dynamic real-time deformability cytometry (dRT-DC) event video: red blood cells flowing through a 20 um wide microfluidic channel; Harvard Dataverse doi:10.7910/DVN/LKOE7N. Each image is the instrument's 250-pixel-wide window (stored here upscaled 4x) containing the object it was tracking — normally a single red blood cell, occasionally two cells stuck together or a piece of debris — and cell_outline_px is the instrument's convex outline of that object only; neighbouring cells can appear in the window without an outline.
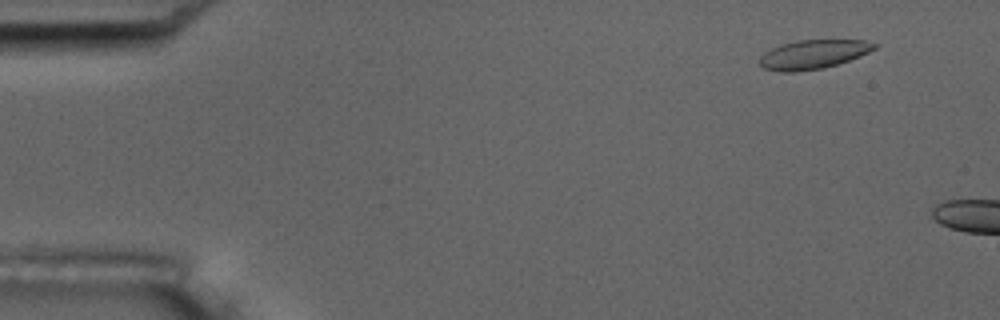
{"species": "common noctule bat (a hibernating species)", "species_latin": "Nyctalus noctula", "temperature_condition": "room temperature", "stored_images_in_passage": 4, "camera_frame_rate_fps": 3000, "um_per_image_px": 0.085, "animal": {"sex": "male", "body_mass_g": 17.5, "forearm_length_mm": 52.3}, "frame": {"image": 1, "passage_image": 2, "time_ms": 1.0, "image_size_px": [1000, 320], "cell_outline_px": [[876, 48], [860, 56], [824, 68], [796, 72], [780, 72], [764, 68], [760, 64], [760, 56], [764, 52], [772, 48], [796, 40], [864, 40], [876, 44]], "centroid_in_image_um": [69.1, 4.63], "position_along_channel_um": 15.9, "area_um2": 19.25}}